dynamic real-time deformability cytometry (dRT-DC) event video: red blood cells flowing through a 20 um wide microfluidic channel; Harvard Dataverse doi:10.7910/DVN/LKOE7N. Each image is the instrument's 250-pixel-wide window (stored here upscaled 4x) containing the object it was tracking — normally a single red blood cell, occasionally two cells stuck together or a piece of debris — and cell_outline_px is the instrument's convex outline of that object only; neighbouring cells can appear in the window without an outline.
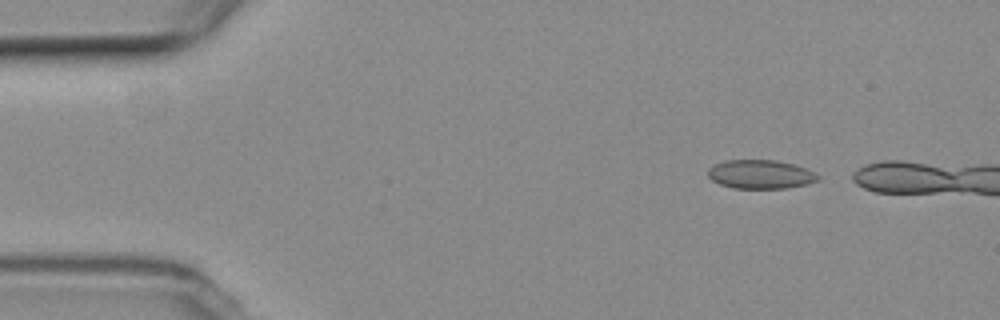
{"species": "common noctule bat (a hibernating species)", "species_latin": "Nyctalus noctula", "temperature_condition": "room temperature", "stored_images_in_passage": 4, "camera_frame_rate_fps": 3000, "um_per_image_px": 0.085, "animal": {"sex": "female", "body_mass_g": 19.3, "forearm_length_mm": 54.1}, "frame": {"image": 1, "passage_image": 2, "time_ms": 1.0, "image_size_px": [1000, 320], "cell_outline_px": [[820, 180], [808, 184], [788, 188], [732, 188], [720, 184], [712, 180], [708, 176], [708, 168], [724, 160], [776, 160], [792, 164], [804, 168], [820, 176]], "centroid_in_image_um": [64.64, 14.82], "position_along_channel_um": 20.4, "area_um2": 18.44}}